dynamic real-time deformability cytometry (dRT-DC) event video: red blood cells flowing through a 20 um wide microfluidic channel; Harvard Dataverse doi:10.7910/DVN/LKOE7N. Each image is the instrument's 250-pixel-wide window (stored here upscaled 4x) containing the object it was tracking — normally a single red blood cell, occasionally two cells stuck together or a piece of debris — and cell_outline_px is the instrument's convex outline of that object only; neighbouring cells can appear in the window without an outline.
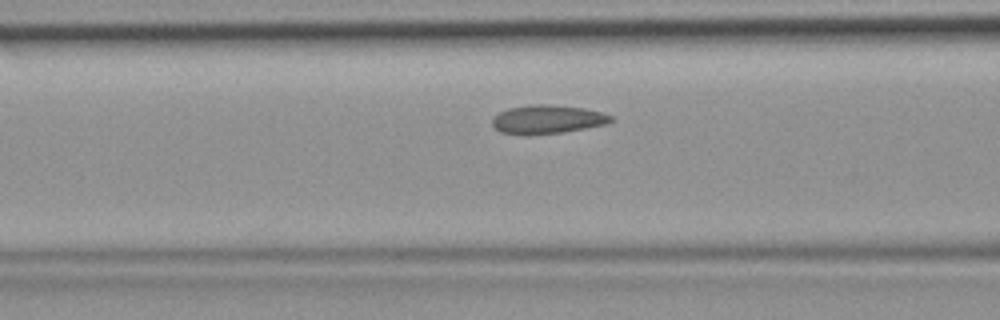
{"species": "common noctule bat (a hibernating species)", "species_latin": "Nyctalus noctula", "temperature_condition": "room temperature", "stored_images_in_passage": 27, "camera_frame_rate_fps": 3000, "um_per_image_px": 0.085, "animal": {"sex": "female", "body_mass_g": 19.9}, "frame": {"image": 1, "passage_image": 12, "time_ms": 3.667, "image_size_px": [1000, 320], "cell_outline_px": [[616, 120], [608, 124], [560, 132], [500, 132], [492, 124], [492, 116], [508, 108], [532, 104], [548, 104], [584, 108], [604, 112], [612, 116]], "centroid_in_image_um": [46.61, 10.09], "position_along_channel_um": 120.0, "area_um2": 19.25}}